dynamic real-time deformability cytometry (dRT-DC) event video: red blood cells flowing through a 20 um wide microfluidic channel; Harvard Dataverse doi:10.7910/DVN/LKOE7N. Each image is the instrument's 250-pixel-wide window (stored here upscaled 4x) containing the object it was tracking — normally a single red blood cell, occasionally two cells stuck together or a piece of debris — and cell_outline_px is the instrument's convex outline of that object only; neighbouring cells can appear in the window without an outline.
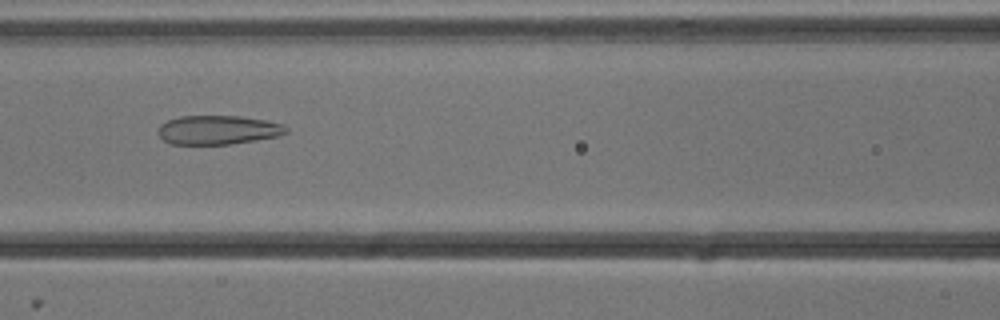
{"species": "common noctule bat (a hibernating species)", "species_latin": "Nyctalus noctula", "temperature_condition": "cold", "stored_images_in_passage": 53, "camera_frame_rate_fps": 3000, "um_per_image_px": 0.085, "animal": {"sex": "male", "body_mass_g": 13.3}, "frame": {"image": 1, "passage_image": 23, "time_ms": 7.333, "image_size_px": [1000, 320], "cell_outline_px": [[288, 132], [280, 136], [256, 140], [228, 144], [168, 144], [156, 132], [160, 124], [168, 120], [180, 116], [240, 116], [268, 120], [284, 124], [288, 128]], "centroid_in_image_um": [18.55, 11.04], "position_along_channel_um": 148.1, "area_um2": 21.91}}
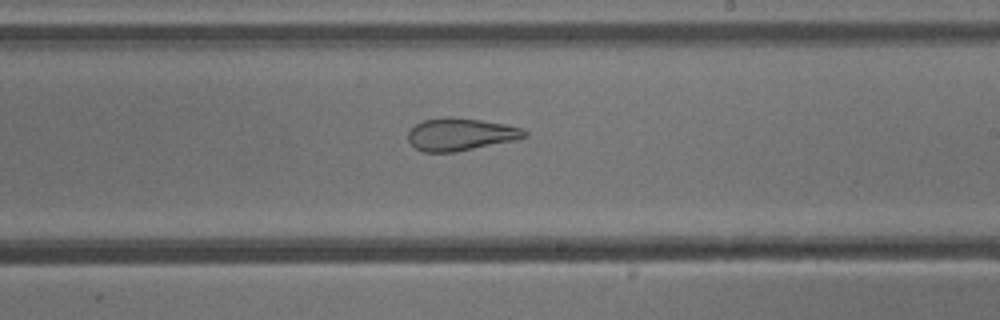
{"frame": {"image": 2, "passage_image": 31, "time_ms": 10.0, "image_size_px": [1000, 320], "cell_outline_px": [[528, 136], [516, 140], [456, 152], [424, 152], [416, 148], [408, 140], [408, 132], [416, 124], [424, 120], [444, 116], [448, 116], [480, 120], [504, 124], [524, 128], [528, 132]], "centroid_in_image_um": [39.17, 11.42], "position_along_channel_um": 249.8, "area_um2": 22.14}}
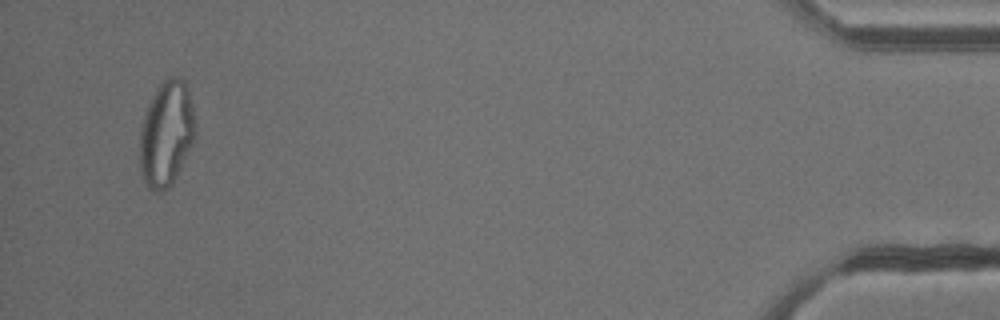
{"frame": {"image": 3, "passage_image": 51, "time_ms": 16.667, "image_size_px": [1000, 320], "cell_outline_px": [[196, 132], [192, 144], [172, 184], [168, 188], [160, 192], [156, 192], [148, 188], [144, 184], [140, 172], [140, 128], [148, 104], [156, 88], [168, 76], [176, 76], [184, 80], [188, 88], [196, 128]], "centroid_in_image_um": [14.12, 11.37], "position_along_channel_um": 421.1, "area_um2": 34.16}}